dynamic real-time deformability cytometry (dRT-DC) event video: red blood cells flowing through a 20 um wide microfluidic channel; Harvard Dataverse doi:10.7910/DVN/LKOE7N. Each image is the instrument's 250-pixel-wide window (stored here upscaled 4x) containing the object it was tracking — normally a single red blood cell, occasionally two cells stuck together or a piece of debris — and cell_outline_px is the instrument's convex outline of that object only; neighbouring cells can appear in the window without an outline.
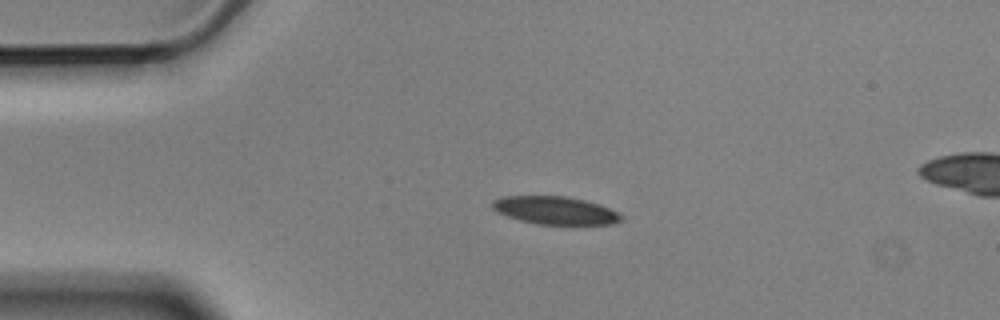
{"species": "Egyptian fruit bat (a non-hibernating species)", "species_latin": "Rousettus aegyptiacus", "temperature_condition": "cold", "stored_images_in_passage": 6, "camera_frame_rate_fps": 3000, "um_per_image_px": 0.085, "animal": {"sex": "male"}, "frame": {"image": 1, "passage_image": 4, "time_ms": 1.0, "image_size_px": [1000, 320], "cell_outline_px": [[624, 220], [612, 224], [536, 224], [520, 220], [496, 212], [492, 208], [492, 200], [504, 196], [564, 196], [584, 200], [600, 204], [624, 216]], "centroid_in_image_um": [47.19, 17.88], "position_along_channel_um": 37.8, "area_um2": 20.92}}